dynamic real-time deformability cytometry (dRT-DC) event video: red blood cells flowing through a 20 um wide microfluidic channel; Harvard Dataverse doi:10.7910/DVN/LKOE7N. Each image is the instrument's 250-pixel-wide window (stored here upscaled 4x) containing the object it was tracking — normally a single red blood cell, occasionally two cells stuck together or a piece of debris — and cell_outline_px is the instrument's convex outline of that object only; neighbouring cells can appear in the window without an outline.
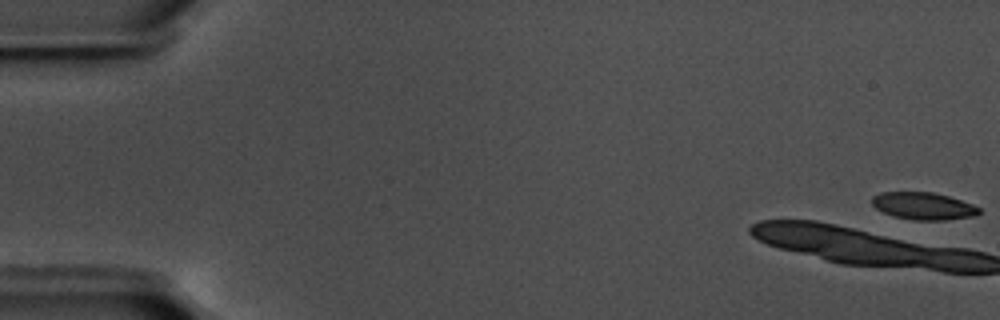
{"species": "common noctule bat (a hibernating species)", "species_latin": "Nyctalus noctula", "temperature_condition": "warm", "stored_images_in_passage": 6, "camera_frame_rate_fps": 3000, "um_per_image_px": 0.085, "animal": {"sex": "male", "body_mass_g": 17.5, "forearm_length_mm": 52.3}, "frame": {"image": 1, "passage_image": 1, "time_ms": 0.0, "image_size_px": [1000, 320], "cell_outline_px": [[980, 212], [976, 216], [944, 220], [916, 220], [892, 216], [876, 208], [872, 204], [872, 196], [880, 192], [932, 192], [948, 196], [972, 204], [980, 208]], "centroid_in_image_um": [78.48, 17.51], "position_along_channel_um": 6.5, "area_um2": 16.99}}